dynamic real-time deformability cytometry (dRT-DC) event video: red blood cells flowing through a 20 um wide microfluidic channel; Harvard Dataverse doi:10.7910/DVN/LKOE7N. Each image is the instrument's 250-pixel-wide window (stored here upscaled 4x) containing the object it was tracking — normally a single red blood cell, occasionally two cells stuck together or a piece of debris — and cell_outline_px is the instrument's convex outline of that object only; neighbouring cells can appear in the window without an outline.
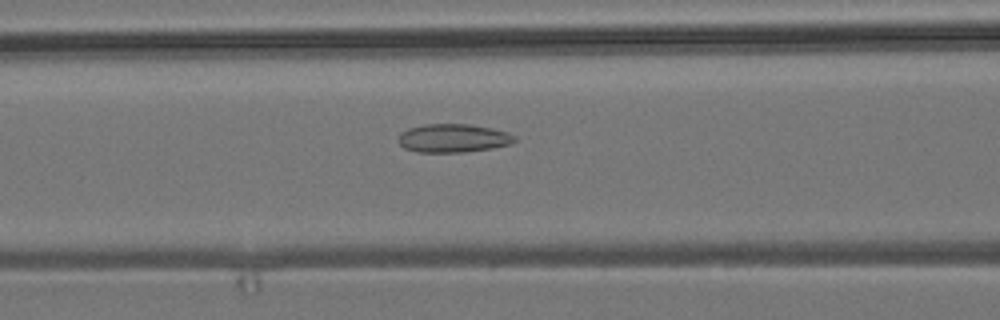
{"species": "common noctule bat (a hibernating species)", "species_latin": "Nyctalus noctula", "temperature_condition": "room temperature", "stored_images_in_passage": 45, "camera_frame_rate_fps": 3000, "um_per_image_px": 0.085, "animal": {"sex": "male", "body_mass_g": 19.2, "forearm_length_mm": 51.8}, "frame": {"image": 1, "passage_image": 13, "time_ms": 4.0, "image_size_px": [1000, 320], "cell_outline_px": [[516, 140], [508, 144], [492, 148], [464, 152], [416, 152], [404, 148], [396, 140], [400, 132], [408, 128], [424, 124], [468, 124], [492, 128], [508, 132], [516, 136]], "centroid_in_image_um": [38.48, 11.74], "position_along_channel_um": 128.1, "area_um2": 19.42}}
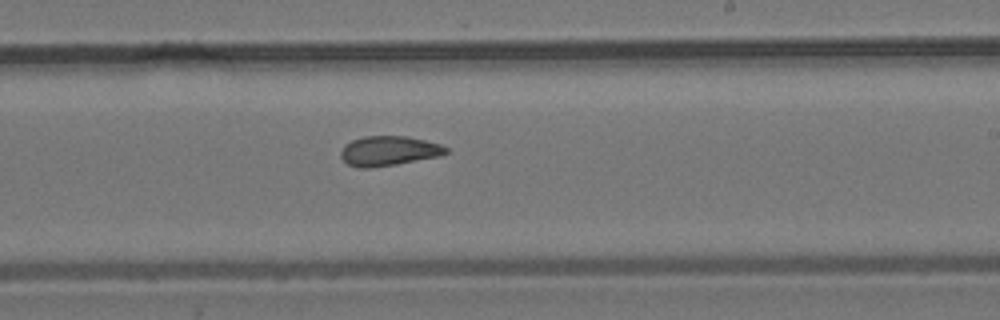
{"frame": {"image": 2, "passage_image": 23, "time_ms": 7.333, "image_size_px": [1000, 320], "cell_outline_px": [[448, 152], [440, 156], [396, 164], [372, 168], [360, 168], [348, 164], [340, 156], [340, 152], [344, 144], [352, 140], [364, 136], [408, 136], [440, 144], [448, 148]], "centroid_in_image_um": [33.03, 12.82], "position_along_channel_um": 256.0, "area_um2": 18.26}}
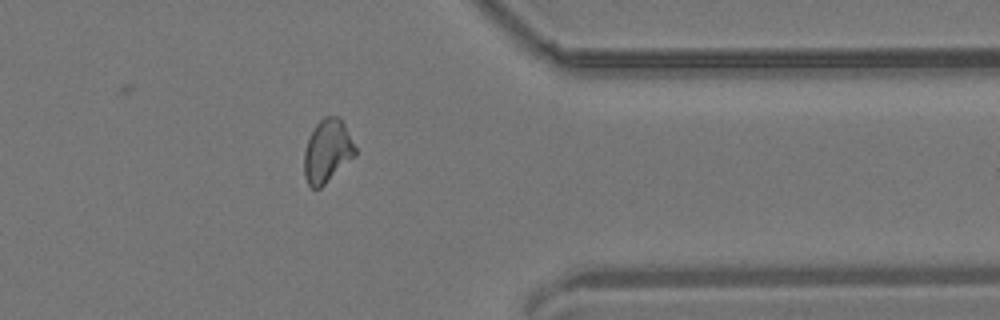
{"frame": {"image": 3, "passage_image": 34, "time_ms": 11.0, "image_size_px": [1000, 320], "cell_outline_px": [[356, 156], [320, 188], [312, 188], [308, 184], [304, 176], [304, 152], [308, 140], [316, 124], [324, 116], [340, 116], [344, 120], [356, 148]], "centroid_in_image_um": [27.85, 12.82], "position_along_channel_um": 383.6, "area_um2": 18.96}, "authors_computed_cell_mechanics": {"area_um2": 18.5538, "velocity_mm_per_s": 3.851, "shape_relaxation_time_tau1_ms": null, "shape_relaxation_time_tau2_ms": 2.795, "deformation_change_tau1": null, "deformation_change_tau2": 0.0836}}